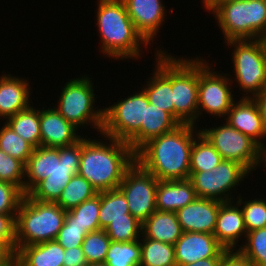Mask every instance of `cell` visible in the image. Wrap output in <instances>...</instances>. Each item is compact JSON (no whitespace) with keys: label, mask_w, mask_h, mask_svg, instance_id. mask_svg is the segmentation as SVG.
<instances>
[{"label":"cell","mask_w":266,"mask_h":266,"mask_svg":"<svg viewBox=\"0 0 266 266\" xmlns=\"http://www.w3.org/2000/svg\"><path fill=\"white\" fill-rule=\"evenodd\" d=\"M197 126L180 124L173 131L150 139L136 152V161L158 180L190 178V157Z\"/></svg>","instance_id":"cell-1"},{"label":"cell","mask_w":266,"mask_h":266,"mask_svg":"<svg viewBox=\"0 0 266 266\" xmlns=\"http://www.w3.org/2000/svg\"><path fill=\"white\" fill-rule=\"evenodd\" d=\"M101 136L107 141L81 138L78 171L98 192L118 188L126 171L136 161V152L127 142Z\"/></svg>","instance_id":"cell-2"},{"label":"cell","mask_w":266,"mask_h":266,"mask_svg":"<svg viewBox=\"0 0 266 266\" xmlns=\"http://www.w3.org/2000/svg\"><path fill=\"white\" fill-rule=\"evenodd\" d=\"M96 26L100 33L101 52L114 60L137 59L142 55L140 45L150 44L137 31L123 0H97Z\"/></svg>","instance_id":"cell-3"},{"label":"cell","mask_w":266,"mask_h":266,"mask_svg":"<svg viewBox=\"0 0 266 266\" xmlns=\"http://www.w3.org/2000/svg\"><path fill=\"white\" fill-rule=\"evenodd\" d=\"M66 216L55 202H42L24 195L15 219V253L22 247L46 241L58 236Z\"/></svg>","instance_id":"cell-4"},{"label":"cell","mask_w":266,"mask_h":266,"mask_svg":"<svg viewBox=\"0 0 266 266\" xmlns=\"http://www.w3.org/2000/svg\"><path fill=\"white\" fill-rule=\"evenodd\" d=\"M224 42L266 39V0H235L217 7L212 13Z\"/></svg>","instance_id":"cell-5"},{"label":"cell","mask_w":266,"mask_h":266,"mask_svg":"<svg viewBox=\"0 0 266 266\" xmlns=\"http://www.w3.org/2000/svg\"><path fill=\"white\" fill-rule=\"evenodd\" d=\"M88 75L68 80L62 87L55 109L78 129L85 125L101 134L104 123V107L95 108L97 95L93 80ZM96 96V98H95Z\"/></svg>","instance_id":"cell-6"},{"label":"cell","mask_w":266,"mask_h":266,"mask_svg":"<svg viewBox=\"0 0 266 266\" xmlns=\"http://www.w3.org/2000/svg\"><path fill=\"white\" fill-rule=\"evenodd\" d=\"M224 43L228 48L232 47L234 81L244 91L241 98H254L266 90V39L229 40Z\"/></svg>","instance_id":"cell-7"},{"label":"cell","mask_w":266,"mask_h":266,"mask_svg":"<svg viewBox=\"0 0 266 266\" xmlns=\"http://www.w3.org/2000/svg\"><path fill=\"white\" fill-rule=\"evenodd\" d=\"M192 58L172 56V97L174 119L179 124L197 126L198 57Z\"/></svg>","instance_id":"cell-8"},{"label":"cell","mask_w":266,"mask_h":266,"mask_svg":"<svg viewBox=\"0 0 266 266\" xmlns=\"http://www.w3.org/2000/svg\"><path fill=\"white\" fill-rule=\"evenodd\" d=\"M200 132L220 153L223 160L240 163L250 173L260 165L262 167L264 151L252 139L231 127L226 121L221 126L209 129L200 127Z\"/></svg>","instance_id":"cell-9"},{"label":"cell","mask_w":266,"mask_h":266,"mask_svg":"<svg viewBox=\"0 0 266 266\" xmlns=\"http://www.w3.org/2000/svg\"><path fill=\"white\" fill-rule=\"evenodd\" d=\"M214 70L205 59L198 57V119L202 112L225 119L235 102L231 75Z\"/></svg>","instance_id":"cell-10"},{"label":"cell","mask_w":266,"mask_h":266,"mask_svg":"<svg viewBox=\"0 0 266 266\" xmlns=\"http://www.w3.org/2000/svg\"><path fill=\"white\" fill-rule=\"evenodd\" d=\"M251 174L240 163L222 160L211 171L190 172V180L198 198L221 202L233 201L232 189Z\"/></svg>","instance_id":"cell-11"},{"label":"cell","mask_w":266,"mask_h":266,"mask_svg":"<svg viewBox=\"0 0 266 266\" xmlns=\"http://www.w3.org/2000/svg\"><path fill=\"white\" fill-rule=\"evenodd\" d=\"M145 104L149 100L141 89L105 107L101 134L127 142L145 124Z\"/></svg>","instance_id":"cell-12"},{"label":"cell","mask_w":266,"mask_h":266,"mask_svg":"<svg viewBox=\"0 0 266 266\" xmlns=\"http://www.w3.org/2000/svg\"><path fill=\"white\" fill-rule=\"evenodd\" d=\"M157 184L158 179L135 161L118 187L126 198L130 213L141 223L156 211Z\"/></svg>","instance_id":"cell-13"},{"label":"cell","mask_w":266,"mask_h":266,"mask_svg":"<svg viewBox=\"0 0 266 266\" xmlns=\"http://www.w3.org/2000/svg\"><path fill=\"white\" fill-rule=\"evenodd\" d=\"M81 158V139L76 143L59 147V158L48 177L38 182L27 195L42 202H56L62 190L78 174Z\"/></svg>","instance_id":"cell-14"},{"label":"cell","mask_w":266,"mask_h":266,"mask_svg":"<svg viewBox=\"0 0 266 266\" xmlns=\"http://www.w3.org/2000/svg\"><path fill=\"white\" fill-rule=\"evenodd\" d=\"M156 65L147 84L142 90L147 95L149 103L167 111L174 118L172 97V55L168 51L156 48ZM165 51V52H164Z\"/></svg>","instance_id":"cell-15"},{"label":"cell","mask_w":266,"mask_h":266,"mask_svg":"<svg viewBox=\"0 0 266 266\" xmlns=\"http://www.w3.org/2000/svg\"><path fill=\"white\" fill-rule=\"evenodd\" d=\"M176 265L182 266L200 259L224 257L226 250L213 234L183 232L174 244Z\"/></svg>","instance_id":"cell-16"},{"label":"cell","mask_w":266,"mask_h":266,"mask_svg":"<svg viewBox=\"0 0 266 266\" xmlns=\"http://www.w3.org/2000/svg\"><path fill=\"white\" fill-rule=\"evenodd\" d=\"M224 120L231 127L252 139L263 151L266 150L264 141L266 130L259 106L254 98L240 97L239 101L233 103Z\"/></svg>","instance_id":"cell-17"},{"label":"cell","mask_w":266,"mask_h":266,"mask_svg":"<svg viewBox=\"0 0 266 266\" xmlns=\"http://www.w3.org/2000/svg\"><path fill=\"white\" fill-rule=\"evenodd\" d=\"M135 28L149 43H153L167 18L162 0H123ZM157 33V34H156ZM155 37V38H154Z\"/></svg>","instance_id":"cell-18"},{"label":"cell","mask_w":266,"mask_h":266,"mask_svg":"<svg viewBox=\"0 0 266 266\" xmlns=\"http://www.w3.org/2000/svg\"><path fill=\"white\" fill-rule=\"evenodd\" d=\"M51 107L40 109V146L59 148L79 141L83 137V134L80 136L79 129L68 122L55 106Z\"/></svg>","instance_id":"cell-19"},{"label":"cell","mask_w":266,"mask_h":266,"mask_svg":"<svg viewBox=\"0 0 266 266\" xmlns=\"http://www.w3.org/2000/svg\"><path fill=\"white\" fill-rule=\"evenodd\" d=\"M221 201L196 198L193 202L176 211L182 232L213 234Z\"/></svg>","instance_id":"cell-20"},{"label":"cell","mask_w":266,"mask_h":266,"mask_svg":"<svg viewBox=\"0 0 266 266\" xmlns=\"http://www.w3.org/2000/svg\"><path fill=\"white\" fill-rule=\"evenodd\" d=\"M234 201L221 202L213 233L218 242L228 251H236L239 240H245L247 236L242 209Z\"/></svg>","instance_id":"cell-21"},{"label":"cell","mask_w":266,"mask_h":266,"mask_svg":"<svg viewBox=\"0 0 266 266\" xmlns=\"http://www.w3.org/2000/svg\"><path fill=\"white\" fill-rule=\"evenodd\" d=\"M30 87V82L24 78L12 76L9 73L0 77V120L2 119V122L31 105Z\"/></svg>","instance_id":"cell-22"},{"label":"cell","mask_w":266,"mask_h":266,"mask_svg":"<svg viewBox=\"0 0 266 266\" xmlns=\"http://www.w3.org/2000/svg\"><path fill=\"white\" fill-rule=\"evenodd\" d=\"M180 124L167 112L152 104H145V124L127 141L137 152L150 139L173 131Z\"/></svg>","instance_id":"cell-23"},{"label":"cell","mask_w":266,"mask_h":266,"mask_svg":"<svg viewBox=\"0 0 266 266\" xmlns=\"http://www.w3.org/2000/svg\"><path fill=\"white\" fill-rule=\"evenodd\" d=\"M197 198L190 179L158 180L156 210L176 212Z\"/></svg>","instance_id":"cell-24"},{"label":"cell","mask_w":266,"mask_h":266,"mask_svg":"<svg viewBox=\"0 0 266 266\" xmlns=\"http://www.w3.org/2000/svg\"><path fill=\"white\" fill-rule=\"evenodd\" d=\"M182 233L176 212L156 210L142 223V238L174 245Z\"/></svg>","instance_id":"cell-25"},{"label":"cell","mask_w":266,"mask_h":266,"mask_svg":"<svg viewBox=\"0 0 266 266\" xmlns=\"http://www.w3.org/2000/svg\"><path fill=\"white\" fill-rule=\"evenodd\" d=\"M65 248L56 240L22 246L15 259L21 266H64Z\"/></svg>","instance_id":"cell-26"},{"label":"cell","mask_w":266,"mask_h":266,"mask_svg":"<svg viewBox=\"0 0 266 266\" xmlns=\"http://www.w3.org/2000/svg\"><path fill=\"white\" fill-rule=\"evenodd\" d=\"M55 158H59V148L40 146L33 149L25 164V195L38 182L49 176L55 167Z\"/></svg>","instance_id":"cell-27"},{"label":"cell","mask_w":266,"mask_h":266,"mask_svg":"<svg viewBox=\"0 0 266 266\" xmlns=\"http://www.w3.org/2000/svg\"><path fill=\"white\" fill-rule=\"evenodd\" d=\"M5 123L21 138L26 140L33 148L40 147V109L30 105L27 109L19 111L5 120Z\"/></svg>","instance_id":"cell-28"},{"label":"cell","mask_w":266,"mask_h":266,"mask_svg":"<svg viewBox=\"0 0 266 266\" xmlns=\"http://www.w3.org/2000/svg\"><path fill=\"white\" fill-rule=\"evenodd\" d=\"M136 219L129 210L128 203L119 188L100 192V229L104 230L112 220Z\"/></svg>","instance_id":"cell-29"},{"label":"cell","mask_w":266,"mask_h":266,"mask_svg":"<svg viewBox=\"0 0 266 266\" xmlns=\"http://www.w3.org/2000/svg\"><path fill=\"white\" fill-rule=\"evenodd\" d=\"M140 246V266H177L174 245L141 238Z\"/></svg>","instance_id":"cell-30"},{"label":"cell","mask_w":266,"mask_h":266,"mask_svg":"<svg viewBox=\"0 0 266 266\" xmlns=\"http://www.w3.org/2000/svg\"><path fill=\"white\" fill-rule=\"evenodd\" d=\"M223 160L220 153L200 132L194 139L191 157L190 172L211 171Z\"/></svg>","instance_id":"cell-31"},{"label":"cell","mask_w":266,"mask_h":266,"mask_svg":"<svg viewBox=\"0 0 266 266\" xmlns=\"http://www.w3.org/2000/svg\"><path fill=\"white\" fill-rule=\"evenodd\" d=\"M100 192L79 206L66 211L64 223L79 224L88 233L100 230Z\"/></svg>","instance_id":"cell-32"},{"label":"cell","mask_w":266,"mask_h":266,"mask_svg":"<svg viewBox=\"0 0 266 266\" xmlns=\"http://www.w3.org/2000/svg\"><path fill=\"white\" fill-rule=\"evenodd\" d=\"M98 191L84 177L79 174L74 175L64 187L60 197L55 202L63 210H70L79 206L85 200L93 198Z\"/></svg>","instance_id":"cell-33"},{"label":"cell","mask_w":266,"mask_h":266,"mask_svg":"<svg viewBox=\"0 0 266 266\" xmlns=\"http://www.w3.org/2000/svg\"><path fill=\"white\" fill-rule=\"evenodd\" d=\"M140 240L130 242L111 241L104 263L107 266H140Z\"/></svg>","instance_id":"cell-34"},{"label":"cell","mask_w":266,"mask_h":266,"mask_svg":"<svg viewBox=\"0 0 266 266\" xmlns=\"http://www.w3.org/2000/svg\"><path fill=\"white\" fill-rule=\"evenodd\" d=\"M243 243L236 251L254 266H266V227L247 232Z\"/></svg>","instance_id":"cell-35"},{"label":"cell","mask_w":266,"mask_h":266,"mask_svg":"<svg viewBox=\"0 0 266 266\" xmlns=\"http://www.w3.org/2000/svg\"><path fill=\"white\" fill-rule=\"evenodd\" d=\"M3 123L0 128V149L26 164L34 148L16 134L5 122Z\"/></svg>","instance_id":"cell-36"},{"label":"cell","mask_w":266,"mask_h":266,"mask_svg":"<svg viewBox=\"0 0 266 266\" xmlns=\"http://www.w3.org/2000/svg\"><path fill=\"white\" fill-rule=\"evenodd\" d=\"M241 194L236 198L243 212L247 232L266 227V198H257L244 201ZM242 205V206H241Z\"/></svg>","instance_id":"cell-37"},{"label":"cell","mask_w":266,"mask_h":266,"mask_svg":"<svg viewBox=\"0 0 266 266\" xmlns=\"http://www.w3.org/2000/svg\"><path fill=\"white\" fill-rule=\"evenodd\" d=\"M110 243V238L102 229L88 233L81 245L88 264L104 263Z\"/></svg>","instance_id":"cell-38"},{"label":"cell","mask_w":266,"mask_h":266,"mask_svg":"<svg viewBox=\"0 0 266 266\" xmlns=\"http://www.w3.org/2000/svg\"><path fill=\"white\" fill-rule=\"evenodd\" d=\"M111 241L130 242L140 240L142 223L137 219H115L104 229Z\"/></svg>","instance_id":"cell-39"},{"label":"cell","mask_w":266,"mask_h":266,"mask_svg":"<svg viewBox=\"0 0 266 266\" xmlns=\"http://www.w3.org/2000/svg\"><path fill=\"white\" fill-rule=\"evenodd\" d=\"M0 181L18 186L24 193L25 164L0 149Z\"/></svg>","instance_id":"cell-40"},{"label":"cell","mask_w":266,"mask_h":266,"mask_svg":"<svg viewBox=\"0 0 266 266\" xmlns=\"http://www.w3.org/2000/svg\"><path fill=\"white\" fill-rule=\"evenodd\" d=\"M24 195L18 186L0 181V214L17 215Z\"/></svg>","instance_id":"cell-41"},{"label":"cell","mask_w":266,"mask_h":266,"mask_svg":"<svg viewBox=\"0 0 266 266\" xmlns=\"http://www.w3.org/2000/svg\"><path fill=\"white\" fill-rule=\"evenodd\" d=\"M87 234L79 224L64 223L55 240L65 249H69L81 246Z\"/></svg>","instance_id":"cell-42"},{"label":"cell","mask_w":266,"mask_h":266,"mask_svg":"<svg viewBox=\"0 0 266 266\" xmlns=\"http://www.w3.org/2000/svg\"><path fill=\"white\" fill-rule=\"evenodd\" d=\"M16 215L0 214V241H15Z\"/></svg>","instance_id":"cell-43"},{"label":"cell","mask_w":266,"mask_h":266,"mask_svg":"<svg viewBox=\"0 0 266 266\" xmlns=\"http://www.w3.org/2000/svg\"><path fill=\"white\" fill-rule=\"evenodd\" d=\"M64 266H87L88 262L84 256L82 247H74L65 249L64 258H63Z\"/></svg>","instance_id":"cell-44"},{"label":"cell","mask_w":266,"mask_h":266,"mask_svg":"<svg viewBox=\"0 0 266 266\" xmlns=\"http://www.w3.org/2000/svg\"><path fill=\"white\" fill-rule=\"evenodd\" d=\"M15 256V241H0V266L9 265Z\"/></svg>","instance_id":"cell-45"},{"label":"cell","mask_w":266,"mask_h":266,"mask_svg":"<svg viewBox=\"0 0 266 266\" xmlns=\"http://www.w3.org/2000/svg\"><path fill=\"white\" fill-rule=\"evenodd\" d=\"M220 266H254L238 251H229L222 259Z\"/></svg>","instance_id":"cell-46"},{"label":"cell","mask_w":266,"mask_h":266,"mask_svg":"<svg viewBox=\"0 0 266 266\" xmlns=\"http://www.w3.org/2000/svg\"><path fill=\"white\" fill-rule=\"evenodd\" d=\"M254 100L257 102L260 112H261V117L263 120V125L266 130V90L262 91L260 94L256 95L254 97Z\"/></svg>","instance_id":"cell-47"},{"label":"cell","mask_w":266,"mask_h":266,"mask_svg":"<svg viewBox=\"0 0 266 266\" xmlns=\"http://www.w3.org/2000/svg\"><path fill=\"white\" fill-rule=\"evenodd\" d=\"M223 257H213V258H206L200 259L196 262L189 263L182 266H220Z\"/></svg>","instance_id":"cell-48"},{"label":"cell","mask_w":266,"mask_h":266,"mask_svg":"<svg viewBox=\"0 0 266 266\" xmlns=\"http://www.w3.org/2000/svg\"><path fill=\"white\" fill-rule=\"evenodd\" d=\"M202 6L207 12H213L217 7L221 6L222 4L229 2V1H235V0H201Z\"/></svg>","instance_id":"cell-49"},{"label":"cell","mask_w":266,"mask_h":266,"mask_svg":"<svg viewBox=\"0 0 266 266\" xmlns=\"http://www.w3.org/2000/svg\"><path fill=\"white\" fill-rule=\"evenodd\" d=\"M7 266H21V264L15 259Z\"/></svg>","instance_id":"cell-50"},{"label":"cell","mask_w":266,"mask_h":266,"mask_svg":"<svg viewBox=\"0 0 266 266\" xmlns=\"http://www.w3.org/2000/svg\"><path fill=\"white\" fill-rule=\"evenodd\" d=\"M87 266H107L105 263L88 264Z\"/></svg>","instance_id":"cell-51"},{"label":"cell","mask_w":266,"mask_h":266,"mask_svg":"<svg viewBox=\"0 0 266 266\" xmlns=\"http://www.w3.org/2000/svg\"><path fill=\"white\" fill-rule=\"evenodd\" d=\"M262 166H264L263 168L266 167V157H263Z\"/></svg>","instance_id":"cell-52"},{"label":"cell","mask_w":266,"mask_h":266,"mask_svg":"<svg viewBox=\"0 0 266 266\" xmlns=\"http://www.w3.org/2000/svg\"><path fill=\"white\" fill-rule=\"evenodd\" d=\"M263 157H266V150L264 151Z\"/></svg>","instance_id":"cell-53"}]
</instances>
